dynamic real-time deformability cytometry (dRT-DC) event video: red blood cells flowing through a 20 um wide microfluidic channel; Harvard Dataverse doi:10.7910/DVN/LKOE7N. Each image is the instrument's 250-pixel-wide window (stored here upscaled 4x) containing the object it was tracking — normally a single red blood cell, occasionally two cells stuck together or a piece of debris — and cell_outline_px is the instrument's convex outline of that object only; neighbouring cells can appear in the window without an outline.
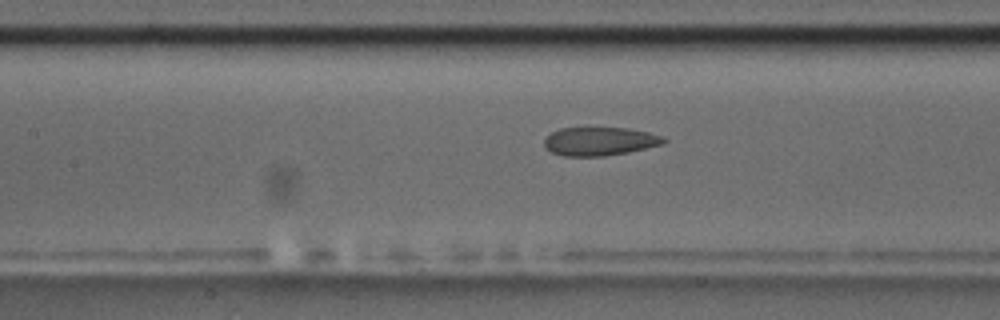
{"species": "common noctule bat (a hibernating species)", "species_latin": "Nyctalus noctula", "temperature_condition": "room temperature", "stored_images_in_passage": 45, "camera_frame_rate_fps": 3000, "um_per_image_px": 0.085, "animal": {"sex": "male", "body_mass_g": 17.5, "forearm_length_mm": 52.3}, "frame": {"image": 1, "passage_image": 15, "time_ms": 4.667, "image_size_px": [1000, 320], "cell_outline_px": [[668, 140], [664, 144], [628, 152], [604, 156], [564, 156], [552, 152], [544, 148], [544, 140], [552, 132], [560, 128], [628, 128], [648, 132], [664, 136]], "centroid_in_image_um": [51.0, 12.01], "position_along_channel_um": 156.4, "area_um2": 19.88}}
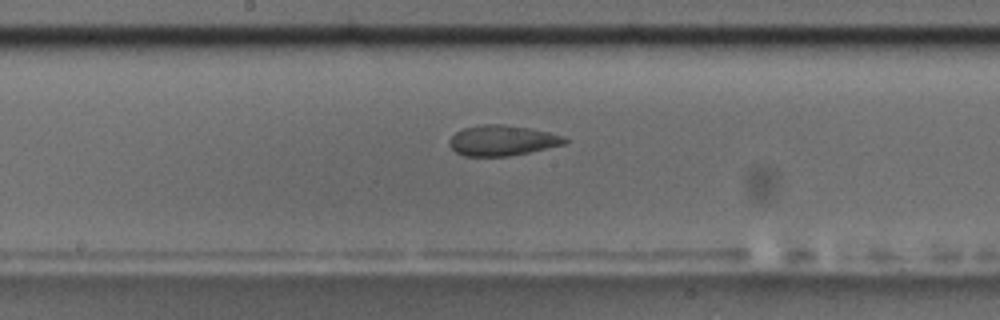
{"frame": {"image": 2, "passage_image": 19, "time_ms": 6.0, "image_size_px": [1000, 320], "cell_outline_px": [[568, 140], [564, 144], [528, 152], [508, 156], [464, 156], [456, 152], [448, 144], [448, 140], [456, 132], [464, 128], [484, 124], [504, 124], [528, 128], [548, 132], [564, 136]], "centroid_in_image_um": [42.66, 11.94], "position_along_channel_um": 205.5, "area_um2": 20.29}}
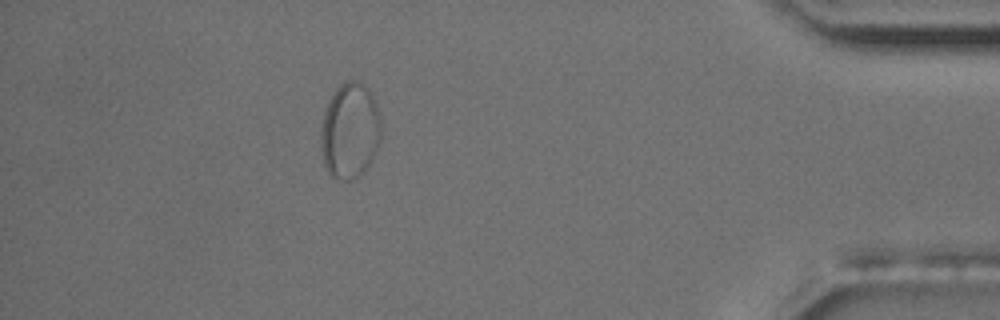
{"frame": {"image": 3, "passage_image": 39, "time_ms": 12.667, "image_size_px": [1000, 320], "cell_outline_px": [[380, 140], [376, 152], [364, 172], [360, 176], [352, 180], [340, 180], [332, 176], [324, 168], [320, 144], [320, 128], [324, 112], [328, 100], [336, 88], [340, 84], [348, 80], [356, 80], [368, 88], [376, 104], [380, 116]], "centroid_in_image_um": [29.72, 11.13], "position_along_channel_um": 405.5, "area_um2": 34.1}}